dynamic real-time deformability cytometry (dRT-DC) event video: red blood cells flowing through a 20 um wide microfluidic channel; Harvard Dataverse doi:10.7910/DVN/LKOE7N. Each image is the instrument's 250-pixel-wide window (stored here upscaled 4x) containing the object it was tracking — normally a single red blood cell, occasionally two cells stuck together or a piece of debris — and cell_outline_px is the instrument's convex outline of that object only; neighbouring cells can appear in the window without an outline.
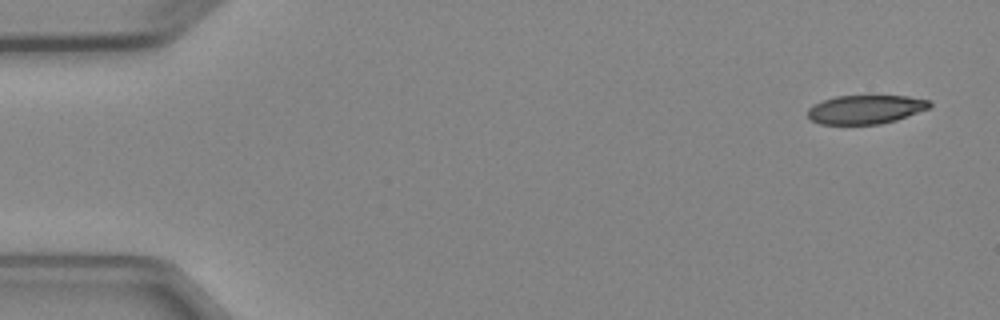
{"species": "Egyptian fruit bat (a non-hibernating species)", "species_latin": "Rousettus aegyptiacus", "temperature_condition": "cold", "stored_images_in_passage": 7, "camera_frame_rate_fps": 3000, "um_per_image_px": 0.085, "animal": {"sex": "female"}, "frame": {"image": 1, "passage_image": 1, "time_ms": 0.0, "image_size_px": [1000, 320], "cell_outline_px": [[932, 108], [896, 120], [880, 124], [820, 124], [812, 120], [808, 116], [808, 108], [812, 104], [836, 96], [908, 96], [928, 100], [932, 104]], "centroid_in_image_um": [73.6, 9.3], "position_along_channel_um": 11.4, "area_um2": 20.52}}
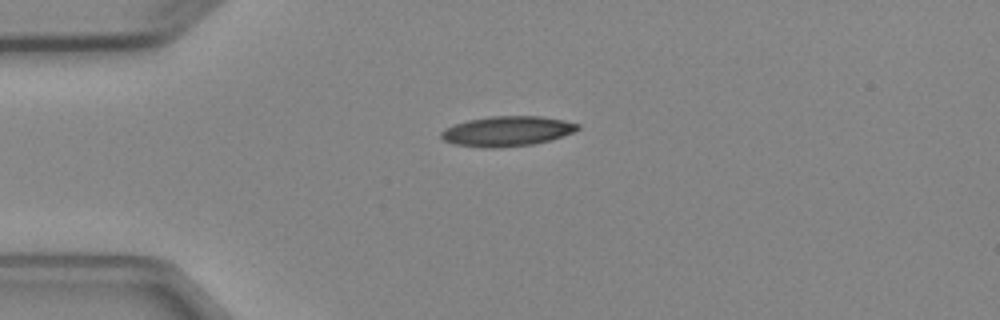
{"frame": {"image": 2, "passage_image": 4, "time_ms": 3.333, "image_size_px": [1000, 320], "cell_outline_px": [[580, 128], [572, 132], [548, 140], [532, 144], [496, 148], [484, 148], [456, 144], [444, 140], [440, 136], [440, 132], [444, 128], [452, 124], [468, 120], [488, 116], [540, 116], [564, 120], [580, 124]], "centroid_in_image_um": [43.05, 11.14], "position_along_channel_um": 41.9, "area_um2": 23.81}}